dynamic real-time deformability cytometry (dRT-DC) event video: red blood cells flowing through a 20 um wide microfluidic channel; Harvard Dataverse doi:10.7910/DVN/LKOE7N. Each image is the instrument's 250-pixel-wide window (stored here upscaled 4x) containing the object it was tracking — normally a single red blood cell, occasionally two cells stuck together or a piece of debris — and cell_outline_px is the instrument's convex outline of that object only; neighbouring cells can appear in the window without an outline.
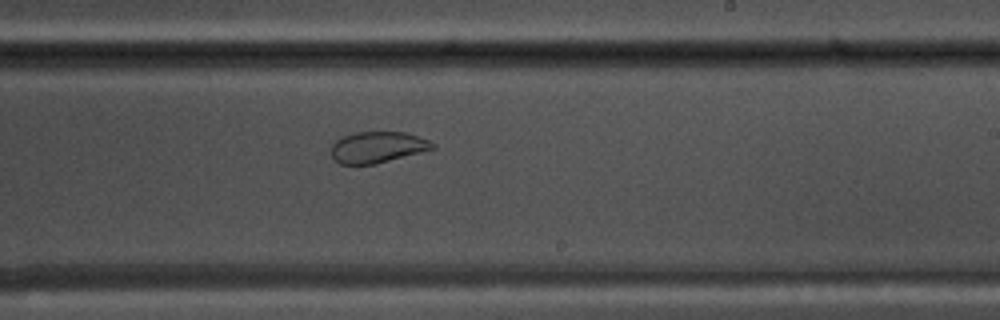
{"species": "common noctule bat (a hibernating species)", "species_latin": "Nyctalus noctula", "temperature_condition": "warm", "stored_images_in_passage": 50, "camera_frame_rate_fps": 3000, "um_per_image_px": 0.085, "animal": {"sex": "male", "body_mass_g": 17.5, "forearm_length_mm": 52.3}, "frame": {"image": 1, "passage_image": 29, "time_ms": 9.333, "image_size_px": [1000, 320], "cell_outline_px": [[436, 148], [376, 164], [340, 164], [332, 160], [332, 144], [340, 136], [352, 132], [408, 132], [428, 140], [436, 144]], "centroid_in_image_um": [32.07, 12.5], "position_along_channel_um": 256.9, "area_um2": 18.67}}
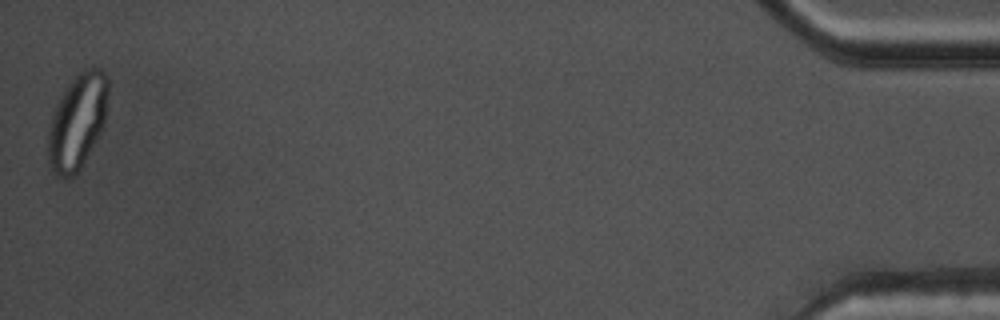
{"frame": {"image": 2, "passage_image": 50, "time_ms": 16.333, "image_size_px": [1000, 320], "cell_outline_px": [[108, 92], [104, 124], [100, 136], [76, 176], [68, 180], [60, 176], [48, 164], [48, 132], [52, 116], [56, 104], [60, 96], [72, 80], [84, 68], [100, 68], [108, 76]], "centroid_in_image_um": [6.59, 10.36], "position_along_channel_um": 428.6, "area_um2": 33.52}}